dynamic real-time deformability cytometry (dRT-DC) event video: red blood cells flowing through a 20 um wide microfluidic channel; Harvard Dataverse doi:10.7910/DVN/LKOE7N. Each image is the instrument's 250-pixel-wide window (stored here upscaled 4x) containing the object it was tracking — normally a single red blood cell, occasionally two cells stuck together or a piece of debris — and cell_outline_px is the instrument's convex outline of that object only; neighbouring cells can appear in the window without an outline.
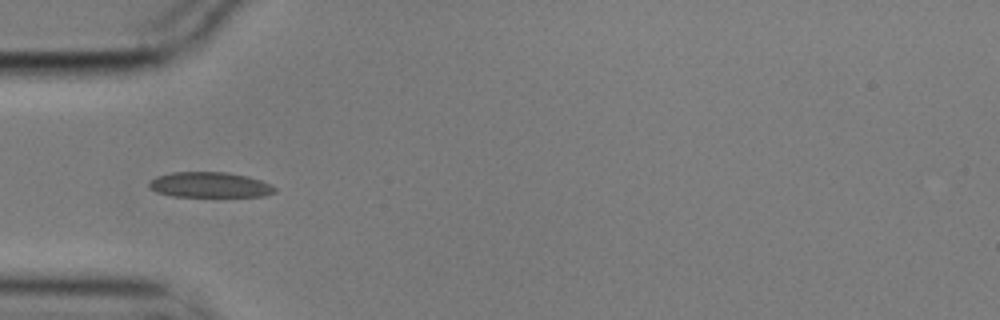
{"species": "common noctule bat (a hibernating species)", "species_latin": "Nyctalus noctula", "temperature_condition": "cold", "stored_images_in_passage": 9, "camera_frame_rate_fps": 3000, "um_per_image_px": 0.085, "animal": {"sex": "male", "body_mass_g": 17.9}, "frame": {"image": 1, "passage_image": 4, "time_ms": 1.0, "image_size_px": [1000, 320], "cell_outline_px": [[276, 192], [264, 196], [172, 196], [156, 192], [148, 188], [148, 184], [156, 176], [172, 172], [224, 172], [248, 176], [272, 184], [276, 188]], "centroid_in_image_um": [17.83, 15.71], "position_along_channel_um": 67.2, "area_um2": 18.61}}
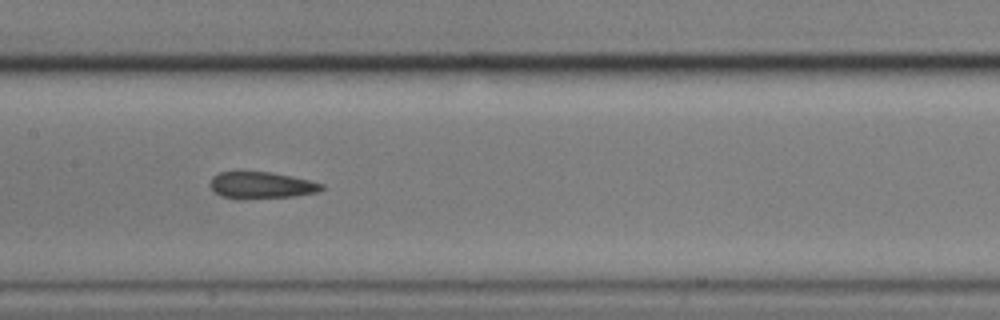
{"frame": {"image": 2, "passage_image": 7, "time_ms": 2.0, "image_size_px": [1000, 320], "cell_outline_px": [[324, 188], [320, 192], [296, 196], [220, 196], [212, 188], [212, 176], [220, 172], [268, 172], [292, 176], [324, 184]], "centroid_in_image_um": [22.31, 15.7], "position_along_channel_um": 185.1, "area_um2": 16.36}}
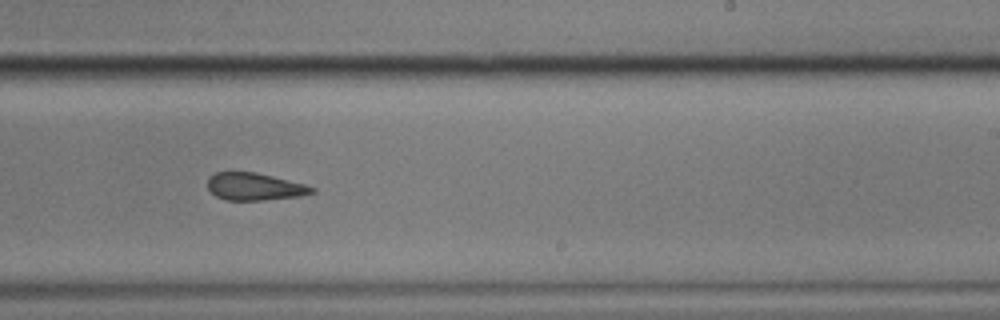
{"frame": {"image": 3, "passage_image": 9, "time_ms": 2.667, "image_size_px": [1000, 320], "cell_outline_px": [[316, 192], [300, 196], [264, 200], [224, 200], [216, 196], [208, 188], [208, 176], [216, 172], [256, 172], [304, 184], [316, 188]], "centroid_in_image_um": [21.63, 15.86], "position_along_channel_um": 267.4, "area_um2": 16.65}}